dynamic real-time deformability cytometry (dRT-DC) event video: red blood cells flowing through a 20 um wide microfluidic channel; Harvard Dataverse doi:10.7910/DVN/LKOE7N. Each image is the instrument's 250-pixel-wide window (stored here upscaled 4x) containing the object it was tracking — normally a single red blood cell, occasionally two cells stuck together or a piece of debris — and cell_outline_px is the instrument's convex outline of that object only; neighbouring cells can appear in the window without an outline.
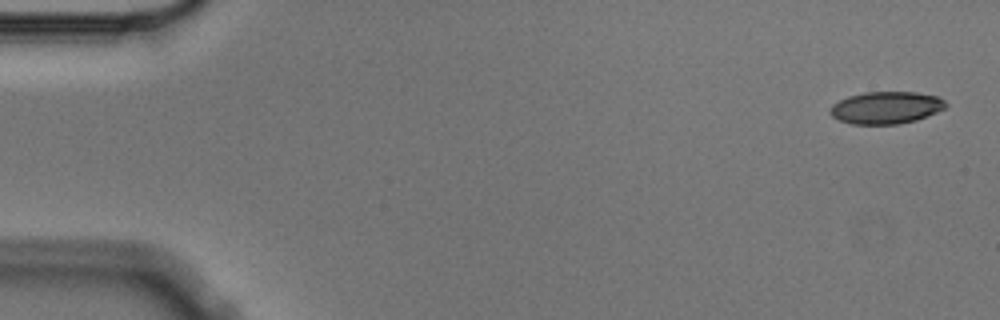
{"species": "Egyptian fruit bat (a non-hibernating species)", "species_latin": "Rousettus aegyptiacus", "temperature_condition": "cold", "stored_images_in_passage": 5, "camera_frame_rate_fps": 3000, "um_per_image_px": 0.085, "animal": {"sex": "male"}, "frame": {"image": 1, "passage_image": 1, "time_ms": 0.0, "image_size_px": [1000, 320], "cell_outline_px": [[948, 104], [944, 108], [936, 112], [916, 120], [896, 124], [852, 124], [840, 120], [832, 116], [828, 112], [828, 108], [832, 104], [848, 96], [864, 92], [916, 92], [940, 96]], "centroid_in_image_um": [75.3, 9.14], "position_along_channel_um": 9.7, "area_um2": 21.79}}
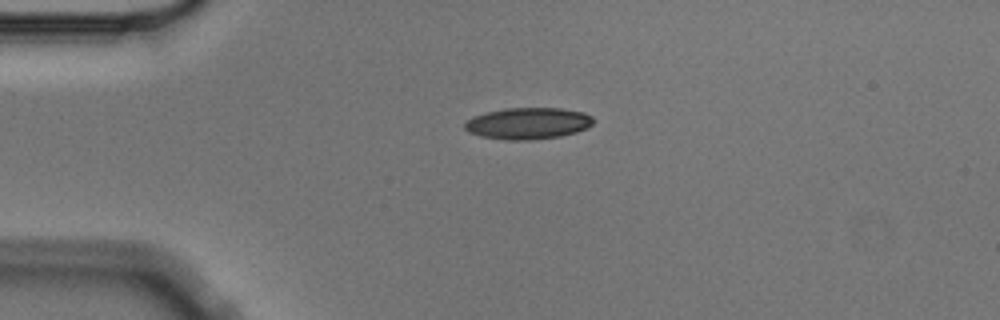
{"frame": {"image": 2, "passage_image": 4, "time_ms": 1.0, "image_size_px": [1000, 320], "cell_outline_px": [[596, 120], [588, 128], [576, 132], [560, 136], [528, 140], [504, 140], [480, 136], [468, 132], [464, 128], [464, 124], [472, 116], [504, 108], [560, 108], [584, 112], [592, 116]], "centroid_in_image_um": [44.89, 10.48], "position_along_channel_um": 40.1, "area_um2": 23.81}}